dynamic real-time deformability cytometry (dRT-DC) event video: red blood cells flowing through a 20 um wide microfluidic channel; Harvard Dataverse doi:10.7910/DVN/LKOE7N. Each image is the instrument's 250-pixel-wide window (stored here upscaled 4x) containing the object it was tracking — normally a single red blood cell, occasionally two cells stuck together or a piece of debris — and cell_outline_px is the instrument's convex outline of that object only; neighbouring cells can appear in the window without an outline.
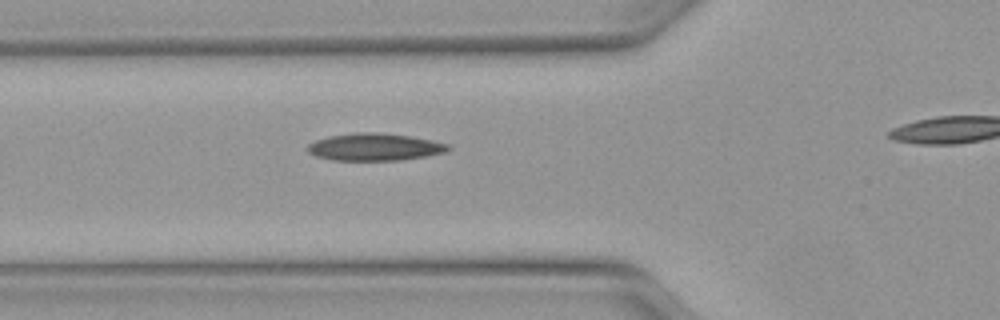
{"species": "Egyptian fruit bat (a non-hibernating species)", "species_latin": "Rousettus aegyptiacus", "temperature_condition": "warm", "stored_images_in_passage": 30, "camera_frame_rate_fps": 3000, "um_per_image_px": 0.085, "animal": {"sex": "female"}, "frame": {"image": 1, "passage_image": 9, "time_ms": 2.667, "image_size_px": [1000, 320], "cell_outline_px": [[452, 148], [444, 152], [424, 156], [400, 160], [332, 160], [316, 156], [308, 152], [304, 148], [308, 144], [316, 140], [328, 136], [356, 132], [376, 132], [408, 136], [432, 140], [448, 144]], "centroid_in_image_um": [31.79, 12.49], "position_along_channel_um": 94.0, "area_um2": 22.31}}
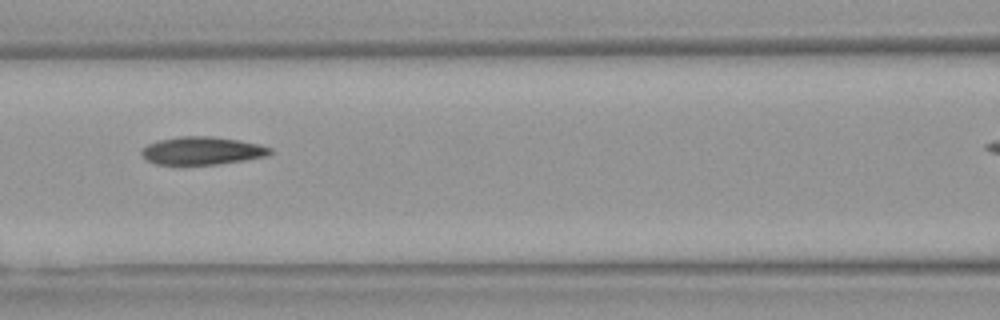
{"frame": {"image": 2, "passage_image": 13, "time_ms": 4.0, "image_size_px": [1000, 320], "cell_outline_px": [[272, 152], [268, 156], [220, 164], [156, 164], [144, 160], [140, 156], [140, 148], [156, 140], [180, 136], [212, 136], [240, 140], [260, 144], [272, 148]], "centroid_in_image_um": [17.14, 12.8], "position_along_channel_um": 149.5, "area_um2": 21.27}}
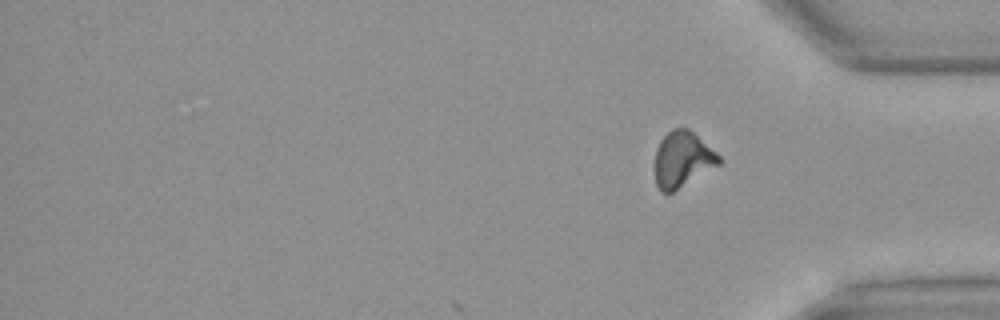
{"frame": {"image": 3, "passage_image": 30, "time_ms": 9.667, "image_size_px": [1000, 320], "cell_outline_px": [[720, 164], [672, 192], [660, 192], [656, 184], [656, 148], [660, 140], [672, 128], [688, 128], [716, 152], [720, 156]], "centroid_in_image_um": [58.0, 13.54], "position_along_channel_um": 377.2, "area_um2": 20.46}, "authors_computed_cell_mechanics": {"area_um2": 21.2126, "velocity_mm_per_s": 4.1267, "shape_relaxation_time_tau1_ms": null, "shape_relaxation_time_tau2_ms": 2.9448, "deformation_change_tau1": null, "deformation_change_tau2": 0.1065}}